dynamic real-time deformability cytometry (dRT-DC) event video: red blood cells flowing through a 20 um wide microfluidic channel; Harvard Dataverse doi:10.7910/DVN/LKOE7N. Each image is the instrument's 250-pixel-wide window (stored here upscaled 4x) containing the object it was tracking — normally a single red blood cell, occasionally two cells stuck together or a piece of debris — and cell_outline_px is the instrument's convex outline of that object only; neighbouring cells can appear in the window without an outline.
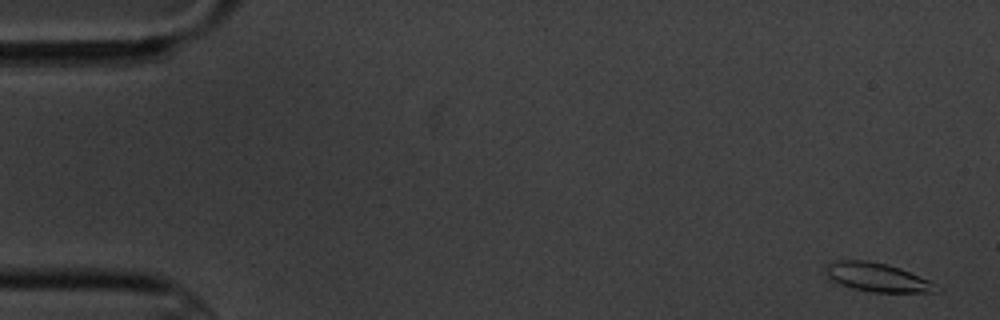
{"species": "common noctule bat (a hibernating species)", "species_latin": "Nyctalus noctula", "temperature_condition": "cold", "stored_images_in_passage": 6, "camera_frame_rate_fps": 3000, "um_per_image_px": 0.085, "animal": {"sex": "male", "body_mass_g": 20.1, "forearm_length_mm": 53.5}, "frame": {"image": 1, "passage_image": 1, "time_ms": 0.0, "image_size_px": [1000, 320], "cell_outline_px": [[944, 288], [940, 292], [872, 292], [852, 288], [828, 280], [824, 268], [824, 264], [836, 260], [864, 260], [888, 264], [900, 268], [928, 280]], "centroid_in_image_um": [74.54, 23.57], "position_along_channel_um": 10.5, "area_um2": 18.84}}
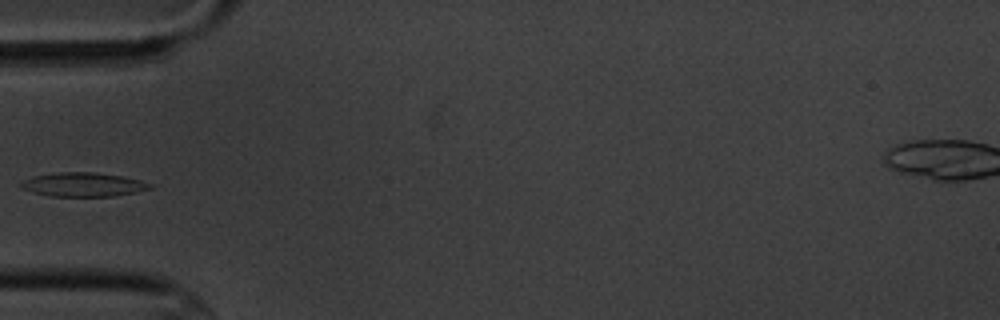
{"frame": {"image": 2, "passage_image": 6, "time_ms": 5.667, "image_size_px": [1000, 320], "cell_outline_px": [[152, 188], [136, 192], [112, 196], [52, 196], [32, 192], [24, 188], [20, 184], [24, 180], [32, 176], [60, 172], [96, 172], [124, 176], [140, 180], [152, 184]], "centroid_in_image_um": [7.11, 15.68], "position_along_channel_um": 77.9, "area_um2": 17.92}}